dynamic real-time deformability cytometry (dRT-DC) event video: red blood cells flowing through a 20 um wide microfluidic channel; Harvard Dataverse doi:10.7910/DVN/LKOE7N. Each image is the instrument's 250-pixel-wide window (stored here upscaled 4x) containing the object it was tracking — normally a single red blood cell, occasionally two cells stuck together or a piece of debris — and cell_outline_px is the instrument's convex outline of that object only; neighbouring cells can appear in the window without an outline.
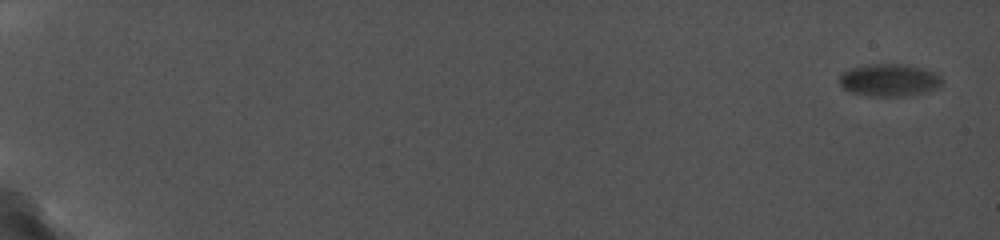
{"species": "common noctule bat (a hibernating species)", "species_latin": "Nyctalus noctula", "temperature_condition": "cold", "stored_images_in_passage": 37, "camera_frame_rate_fps": 5000, "um_per_image_px": 0.085, "animal": {"sex": "female", "body_mass_g": 19.0, "forearm_length_mm": 56.7}, "frame": {"image": 1, "passage_image": 1, "time_ms": 0.0, "image_size_px": [1000, 240], "cell_outline_px": [[940, 84], [936, 88], [924, 92], [900, 96], [872, 96], [852, 92], [844, 88], [840, 84], [840, 72], [852, 68], [868, 64], [904, 64], [924, 68], [936, 72], [940, 76]], "centroid_in_image_um": [75.57, 6.79], "position_along_channel_um": 9.4, "area_um2": 19.19}}
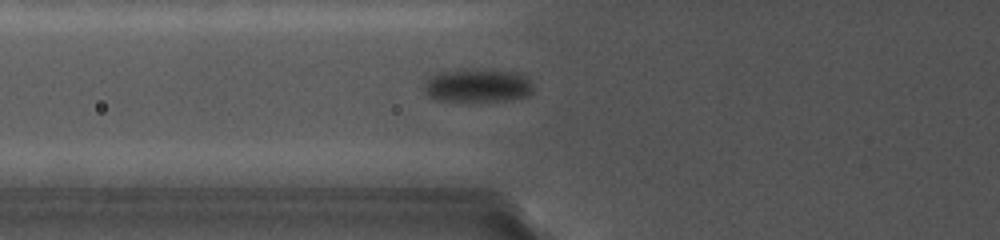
{"frame": {"image": 2, "passage_image": 15, "time_ms": 8.0, "image_size_px": [1000, 240], "cell_outline_px": [[532, 92], [528, 96], [508, 100], [436, 100], [428, 96], [424, 92], [424, 88], [428, 76], [436, 72], [464, 68], [516, 72], [524, 76], [532, 84]], "centroid_in_image_um": [40.54, 7.24], "position_along_channel_um": 85.3, "area_um2": 21.27}}
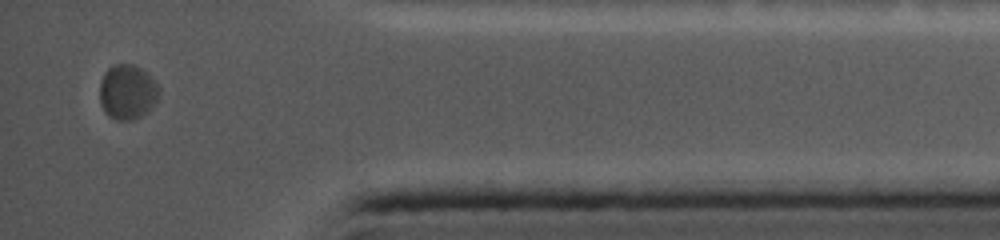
{"frame": {"image": 3, "passage_image": 37, "time_ms": 17.6, "image_size_px": [1000, 240], "cell_outline_px": [[160, 96], [140, 116], [132, 120], [116, 120], [108, 116], [104, 112], [100, 100], [100, 80], [104, 72], [112, 64], [132, 64], [140, 68], [152, 76], [160, 88]], "centroid_in_image_um": [10.81, 7.79], "position_along_channel_um": 424.4, "area_um2": 19.02}}